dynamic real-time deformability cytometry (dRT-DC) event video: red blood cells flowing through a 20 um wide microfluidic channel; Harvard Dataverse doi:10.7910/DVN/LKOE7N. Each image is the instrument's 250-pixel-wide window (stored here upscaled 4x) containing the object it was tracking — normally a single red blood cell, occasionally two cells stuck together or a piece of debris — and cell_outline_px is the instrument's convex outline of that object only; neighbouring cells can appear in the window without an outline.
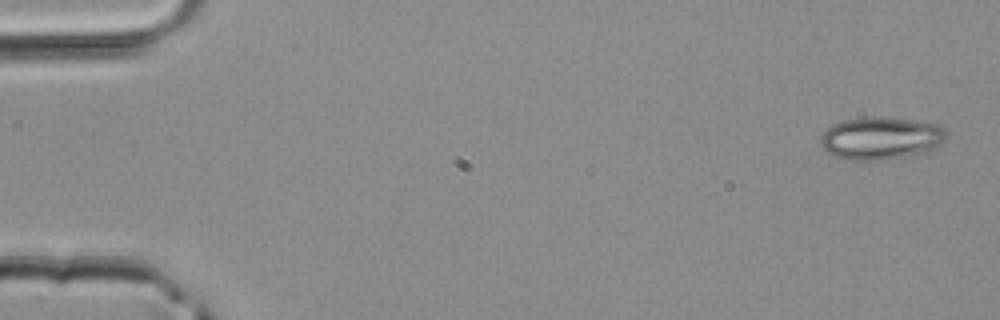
{"species": "common noctule bat (a hibernating species)", "species_latin": "Nyctalus noctula", "temperature_condition": "room temperature", "stored_images_in_passage": 5, "camera_frame_rate_fps": 3000, "um_per_image_px": 0.085, "animal": {"sex": "male", "body_mass_g": 20.4}, "frame": {"image": 1, "passage_image": 1, "time_ms": 0.0, "image_size_px": [1000, 320], "cell_outline_px": [[948, 132], [944, 140], [940, 144], [928, 152], [904, 156], [876, 160], [848, 160], [836, 156], [828, 152], [820, 144], [820, 136], [828, 128], [844, 120], [868, 116], [880, 116], [912, 120], [940, 124]], "centroid_in_image_um": [74.9, 11.73], "position_along_channel_um": 10.1, "area_um2": 31.21}}